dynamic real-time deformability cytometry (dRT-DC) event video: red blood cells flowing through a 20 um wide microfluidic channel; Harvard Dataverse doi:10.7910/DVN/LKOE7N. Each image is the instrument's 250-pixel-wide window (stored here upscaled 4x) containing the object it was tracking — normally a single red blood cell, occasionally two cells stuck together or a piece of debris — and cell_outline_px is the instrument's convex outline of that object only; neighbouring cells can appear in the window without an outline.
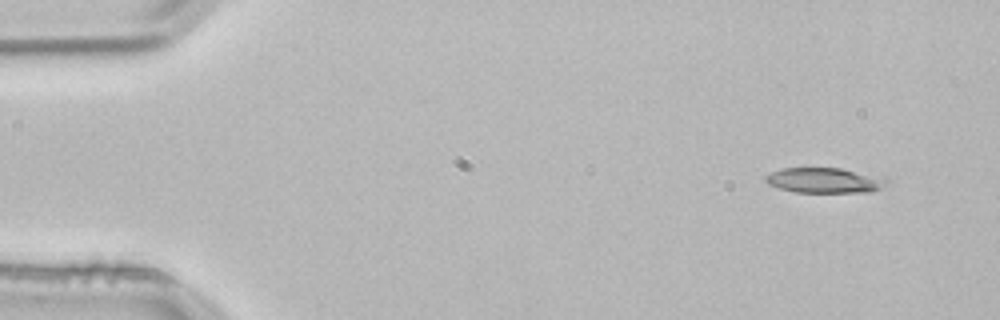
{"species": "common noctule bat (a hibernating species)", "species_latin": "Nyctalus noctula", "temperature_condition": "room temperature", "stored_images_in_passage": 3, "camera_frame_rate_fps": 3000, "um_per_image_px": 0.085, "animal": {"sex": "male", "body_mass_g": 21.5, "forearm_length_mm": 52.0}, "frame": {"image": 1, "passage_image": 1, "time_ms": 0.0, "image_size_px": [1000, 320], "cell_outline_px": [[892, 180], [888, 184], [872, 192], [796, 192], [780, 188], [768, 184], [764, 180], [764, 176], [780, 168], [840, 168], [884, 176]], "centroid_in_image_um": [70.16, 15.32], "position_along_channel_um": 14.8, "area_um2": 18.09}}
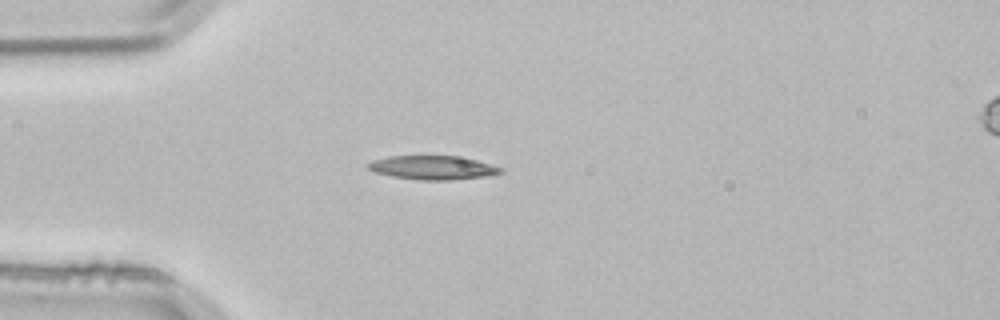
{"frame": {"image": 2, "passage_image": 3, "time_ms": 0.667, "image_size_px": [1000, 320], "cell_outline_px": [[504, 172], [484, 176], [452, 180], [416, 180], [392, 176], [376, 172], [368, 168], [368, 164], [372, 160], [388, 156], [464, 156], [504, 168]], "centroid_in_image_um": [36.82, 14.24], "position_along_channel_um": 48.2, "area_um2": 18.5}}